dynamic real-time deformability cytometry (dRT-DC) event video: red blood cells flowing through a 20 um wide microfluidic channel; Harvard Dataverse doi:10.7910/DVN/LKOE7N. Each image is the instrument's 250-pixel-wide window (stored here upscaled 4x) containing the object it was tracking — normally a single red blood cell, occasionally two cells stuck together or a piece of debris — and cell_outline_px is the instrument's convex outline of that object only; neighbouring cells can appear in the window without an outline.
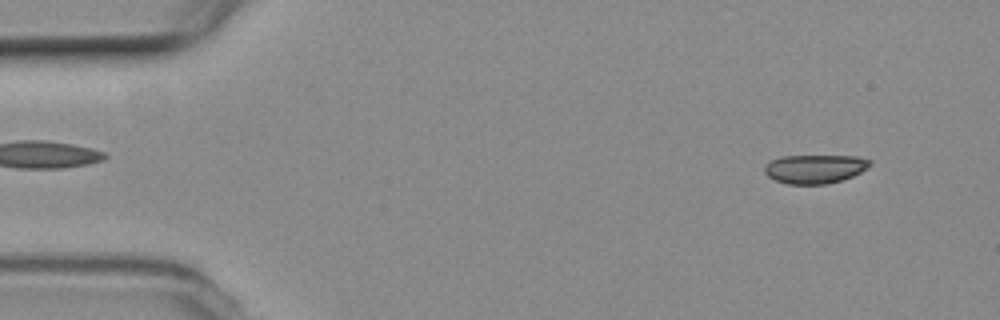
{"species": "common noctule bat (a hibernating species)", "species_latin": "Nyctalus noctula", "temperature_condition": "room temperature", "stored_images_in_passage": 27, "camera_frame_rate_fps": 3000, "um_per_image_px": 0.085, "animal": {"sex": "female", "body_mass_g": 19.3, "forearm_length_mm": 54.1}, "frame": {"image": 1, "passage_image": 4, "time_ms": 1.0, "image_size_px": [1000, 320], "cell_outline_px": [[872, 164], [868, 168], [852, 176], [840, 180], [824, 184], [788, 184], [776, 180], [768, 176], [764, 172], [764, 168], [772, 160], [780, 156], [856, 156], [872, 160]], "centroid_in_image_um": [69.29, 14.35], "position_along_channel_um": 15.7, "area_um2": 17.57}}
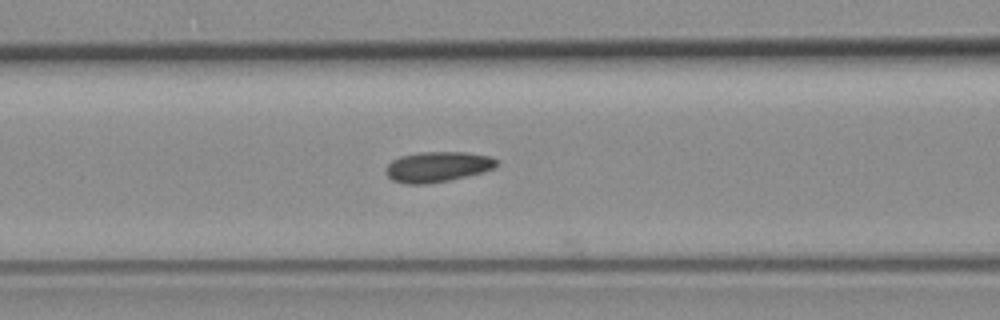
{"frame": {"image": 2, "passage_image": 20, "time_ms": 6.333, "image_size_px": [1000, 320], "cell_outline_px": [[500, 164], [496, 168], [484, 172], [468, 176], [428, 184], [408, 184], [392, 180], [384, 172], [384, 168], [392, 160], [400, 156], [420, 152], [468, 152], [492, 156]], "centroid_in_image_um": [37.22, 14.17], "position_along_channel_um": 129.4, "area_um2": 19.94}}
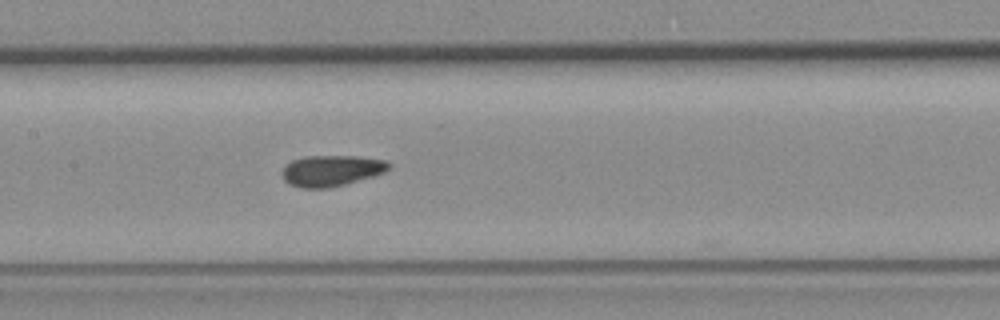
{"frame": {"image": 3, "passage_image": 24, "time_ms": 7.667, "image_size_px": [1000, 320], "cell_outline_px": [[392, 164], [384, 172], [372, 176], [344, 184], [328, 188], [304, 188], [288, 184], [284, 180], [280, 172], [284, 164], [292, 160], [304, 156], [356, 156], [388, 160]], "centroid_in_image_um": [28.12, 14.49], "position_along_channel_um": 179.3, "area_um2": 19.42}}